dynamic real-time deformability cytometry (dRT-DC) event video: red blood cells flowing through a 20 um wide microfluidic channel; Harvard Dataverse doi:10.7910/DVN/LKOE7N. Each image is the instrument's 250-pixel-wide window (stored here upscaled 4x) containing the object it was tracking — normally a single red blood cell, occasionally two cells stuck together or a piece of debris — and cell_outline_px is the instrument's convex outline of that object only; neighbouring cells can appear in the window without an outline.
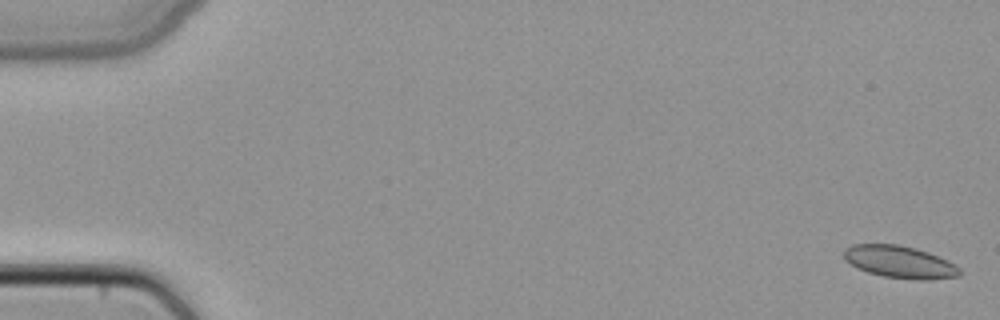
{"species": "common noctule bat (a hibernating species)", "species_latin": "Nyctalus noctula", "temperature_condition": "cold", "stored_images_in_passage": 14, "camera_frame_rate_fps": 3000, "um_per_image_px": 0.085, "animal": {"sex": "female", "body_mass_g": 22.7, "forearm_length_mm": 54.2}, "frame": {"image": 1, "passage_image": 2, "time_ms": 0.333, "image_size_px": [1000, 320], "cell_outline_px": [[960, 276], [928, 280], [916, 280], [884, 276], [868, 272], [856, 268], [844, 260], [844, 248], [852, 244], [896, 244], [916, 248], [928, 252], [948, 260], [956, 264], [960, 268]], "centroid_in_image_um": [76.47, 22.26], "position_along_channel_um": 8.5, "area_um2": 21.96}}